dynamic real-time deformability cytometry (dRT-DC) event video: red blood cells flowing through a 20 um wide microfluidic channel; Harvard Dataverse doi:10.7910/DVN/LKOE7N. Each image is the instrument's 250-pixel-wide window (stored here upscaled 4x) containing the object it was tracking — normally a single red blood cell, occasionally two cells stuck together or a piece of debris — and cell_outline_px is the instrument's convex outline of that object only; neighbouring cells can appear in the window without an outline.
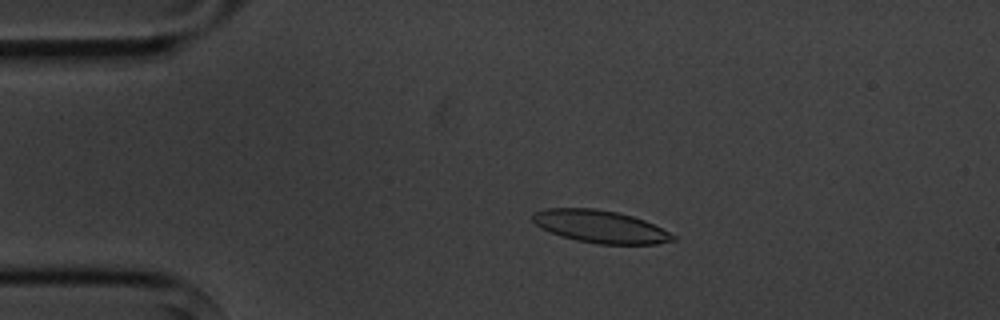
{"species": "common noctule bat (a hibernating species)", "species_latin": "Nyctalus noctula", "temperature_condition": "cold", "stored_images_in_passage": 4, "camera_frame_rate_fps": 3000, "um_per_image_px": 0.085, "animal": {"sex": "male", "body_mass_g": 20.1, "forearm_length_mm": 53.5}, "frame": {"image": 1, "passage_image": 3, "time_ms": 3.333, "image_size_px": [1000, 320], "cell_outline_px": [[676, 240], [656, 244], [596, 244], [576, 240], [560, 236], [548, 232], [536, 224], [532, 220], [532, 212], [548, 208], [596, 208], [616, 212], [632, 216], [644, 220], [676, 236]], "centroid_in_image_um": [50.98, 19.26], "position_along_channel_um": 34.0, "area_um2": 26.59}}